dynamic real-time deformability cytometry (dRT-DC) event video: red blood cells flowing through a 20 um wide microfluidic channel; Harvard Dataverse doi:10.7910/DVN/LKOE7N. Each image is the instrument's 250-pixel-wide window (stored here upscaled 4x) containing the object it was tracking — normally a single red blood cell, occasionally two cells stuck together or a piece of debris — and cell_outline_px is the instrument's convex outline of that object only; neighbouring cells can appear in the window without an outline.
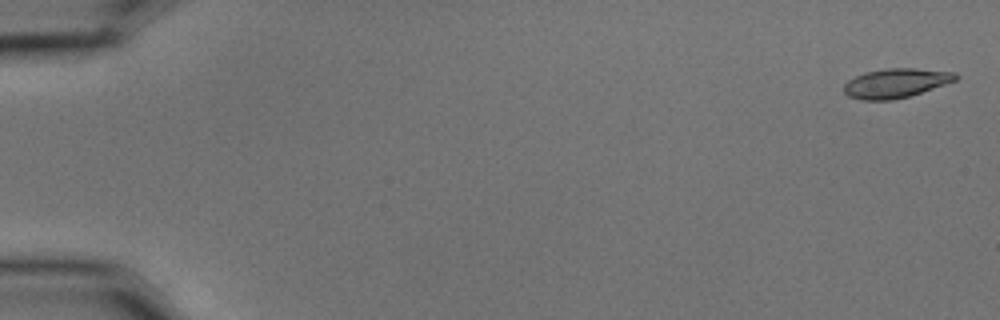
{"species": "common noctule bat (a hibernating species)", "species_latin": "Nyctalus noctula", "temperature_condition": "cold", "stored_images_in_passage": 4, "camera_frame_rate_fps": 3000, "um_per_image_px": 0.085, "animal": {"sex": "male", "body_mass_g": 15.6}, "frame": {"image": 1, "passage_image": 1, "time_ms": 0.0, "image_size_px": [1000, 320], "cell_outline_px": [[960, 76], [956, 80], [908, 96], [892, 100], [860, 100], [848, 96], [844, 92], [844, 84], [848, 80], [864, 72], [884, 68], [916, 68], [956, 72]], "centroid_in_image_um": [76.13, 7.05], "position_along_channel_um": 8.9, "area_um2": 19.07}}
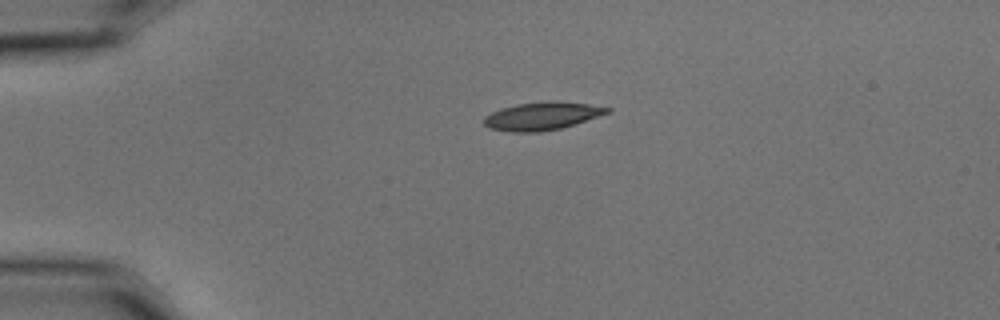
{"frame": {"image": 2, "passage_image": 4, "time_ms": 1.0, "image_size_px": [1000, 320], "cell_outline_px": [[612, 112], [560, 128], [540, 132], [508, 132], [488, 128], [484, 124], [484, 116], [500, 108], [516, 104], [552, 100], [556, 100], [588, 104], [612, 108]], "centroid_in_image_um": [46.06, 9.85], "position_along_channel_um": 38.9, "area_um2": 20.23}}